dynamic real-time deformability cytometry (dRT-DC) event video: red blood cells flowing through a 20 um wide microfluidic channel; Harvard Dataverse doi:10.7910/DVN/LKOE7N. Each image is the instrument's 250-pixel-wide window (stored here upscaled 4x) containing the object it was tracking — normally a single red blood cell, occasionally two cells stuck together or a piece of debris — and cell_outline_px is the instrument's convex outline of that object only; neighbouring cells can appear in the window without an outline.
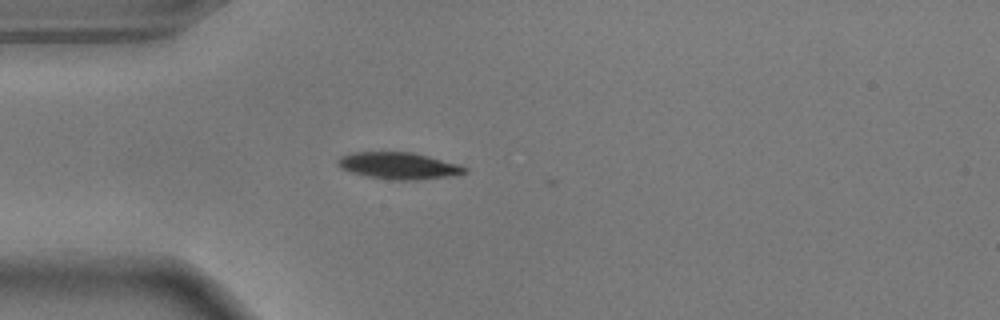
{"species": "common noctule bat (a hibernating species)", "species_latin": "Nyctalus noctula", "temperature_condition": "warm", "stored_images_in_passage": 33, "camera_frame_rate_fps": 3000, "um_per_image_px": 0.085, "animal": {"sex": "male", "body_mass_g": 17.9}, "frame": {"image": 1, "passage_image": 2, "time_ms": 0.333, "image_size_px": [1000, 320], "cell_outline_px": [[468, 172], [448, 176], [416, 180], [396, 180], [368, 176], [352, 172], [340, 168], [336, 164], [336, 160], [340, 156], [352, 152], [412, 152], [460, 164], [468, 168]], "centroid_in_image_um": [33.88, 14.08], "position_along_channel_um": 51.1, "area_um2": 19.77}}
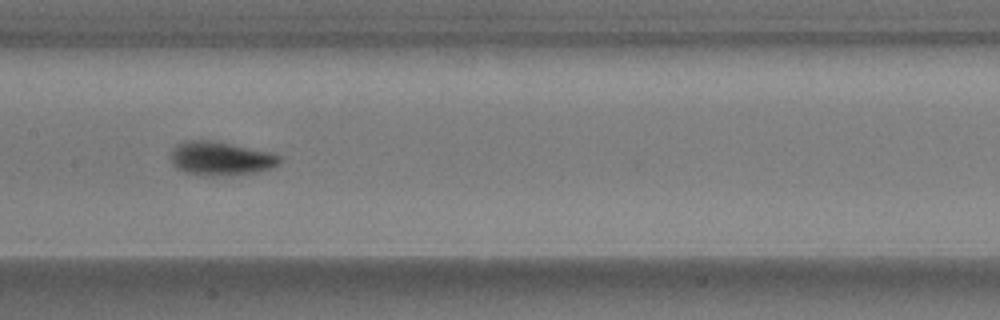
{"frame": {"image": 2, "passage_image": 14, "time_ms": 4.333, "image_size_px": [1000, 320], "cell_outline_px": [[284, 160], [280, 164], [272, 168], [256, 172], [184, 172], [176, 168], [172, 164], [172, 152], [176, 144], [184, 140], [212, 140], [272, 152], [280, 156]], "centroid_in_image_um": [18.81, 13.39], "position_along_channel_um": 188.6, "area_um2": 20.46}}
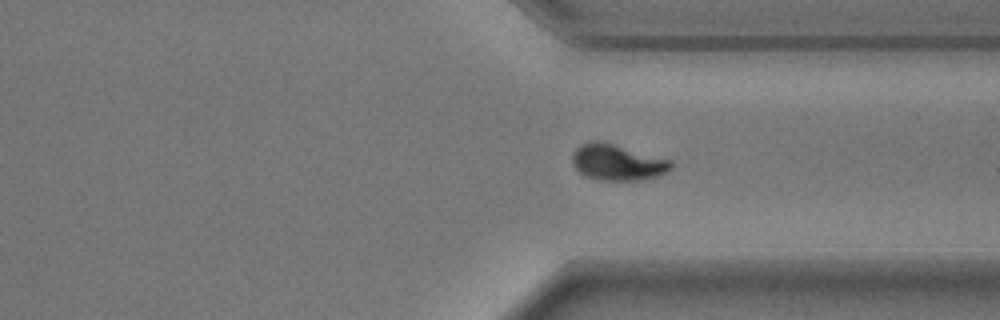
{"frame": {"image": 3, "passage_image": 28, "time_ms": 9.0, "image_size_px": [1000, 320], "cell_outline_px": [[672, 168], [664, 172], [640, 180], [600, 180], [588, 176], [580, 172], [572, 164], [572, 152], [580, 144], [588, 140], [604, 140], [672, 160]], "centroid_in_image_um": [52.43, 13.74], "position_along_channel_um": 359.0, "area_um2": 20.92}, "authors_computed_cell_mechanics": {"area_um2": 20.4612, "velocity_mm_per_s": 3.653, "shape_relaxation_time_tau1_ms": 2.2601, "shape_relaxation_time_tau2_ms": null, "deformation_change_tau1": 0.1724, "deformation_change_tau2": null}}